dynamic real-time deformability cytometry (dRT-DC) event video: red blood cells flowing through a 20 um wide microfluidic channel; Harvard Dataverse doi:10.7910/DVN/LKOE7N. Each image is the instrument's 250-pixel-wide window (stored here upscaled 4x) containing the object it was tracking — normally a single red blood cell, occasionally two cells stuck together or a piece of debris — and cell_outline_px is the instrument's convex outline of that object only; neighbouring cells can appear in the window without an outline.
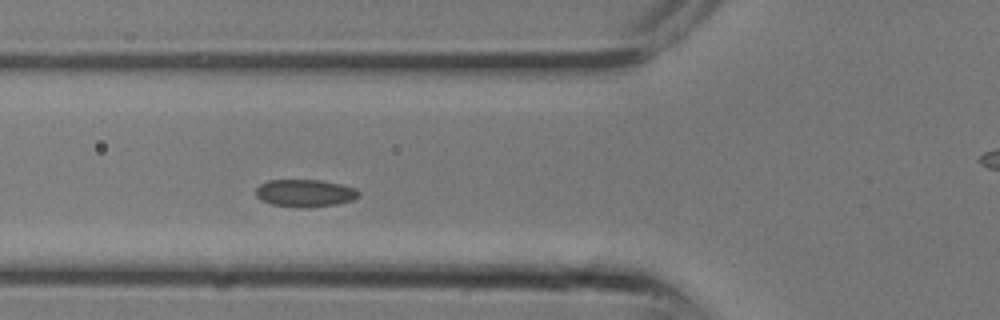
{"species": "common noctule bat (a hibernating species)", "species_latin": "Nyctalus noctula", "temperature_condition": "room temperature", "stored_images_in_passage": 8, "segment_of_instrument_passage": [1, 2], "camera_frame_rate_fps": 3000, "um_per_image_px": 0.085, "animal": {"sex": "male", "body_mass_g": 13.3}, "frame": {"image": 1, "passage_image": 7, "time_ms": 2.0, "image_size_px": [1000, 320], "cell_outline_px": [[360, 196], [352, 200], [336, 204], [308, 208], [300, 208], [272, 204], [260, 200], [256, 196], [256, 188], [260, 184], [268, 180], [320, 180], [340, 184], [356, 188], [360, 192]], "centroid_in_image_um": [25.92, 16.42], "position_along_channel_um": 99.9, "area_um2": 16.59}}